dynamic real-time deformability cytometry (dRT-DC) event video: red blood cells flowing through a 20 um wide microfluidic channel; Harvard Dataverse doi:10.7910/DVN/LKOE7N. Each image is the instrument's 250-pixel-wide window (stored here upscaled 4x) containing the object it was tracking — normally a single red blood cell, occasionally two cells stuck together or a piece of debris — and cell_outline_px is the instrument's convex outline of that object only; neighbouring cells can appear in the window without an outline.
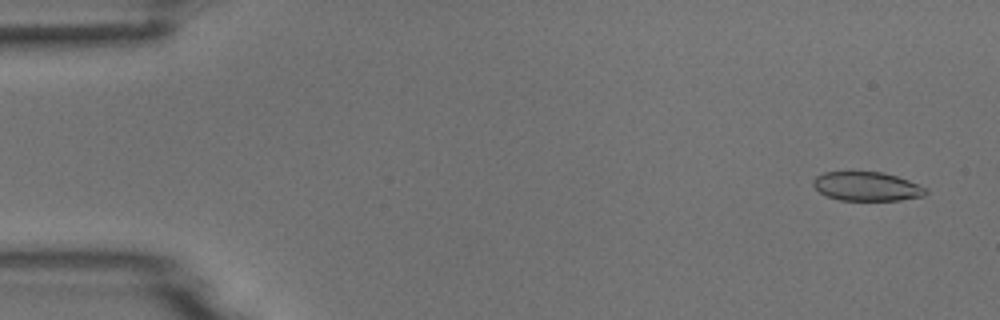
{"species": "common noctule bat (a hibernating species)", "species_latin": "Nyctalus noctula", "temperature_condition": "room temperature", "stored_images_in_passage": 5, "camera_frame_rate_fps": 3000, "um_per_image_px": 0.085, "animal": {"sex": "male", "body_mass_g": 18.8}, "frame": {"image": 1, "passage_image": 1, "time_ms": 0.0, "image_size_px": [1000, 320], "cell_outline_px": [[928, 192], [924, 196], [900, 200], [840, 200], [828, 196], [820, 192], [812, 184], [812, 180], [816, 176], [824, 172], [884, 172], [908, 180], [924, 188]], "centroid_in_image_um": [73.66, 15.84], "position_along_channel_um": 11.3, "area_um2": 18.84}}